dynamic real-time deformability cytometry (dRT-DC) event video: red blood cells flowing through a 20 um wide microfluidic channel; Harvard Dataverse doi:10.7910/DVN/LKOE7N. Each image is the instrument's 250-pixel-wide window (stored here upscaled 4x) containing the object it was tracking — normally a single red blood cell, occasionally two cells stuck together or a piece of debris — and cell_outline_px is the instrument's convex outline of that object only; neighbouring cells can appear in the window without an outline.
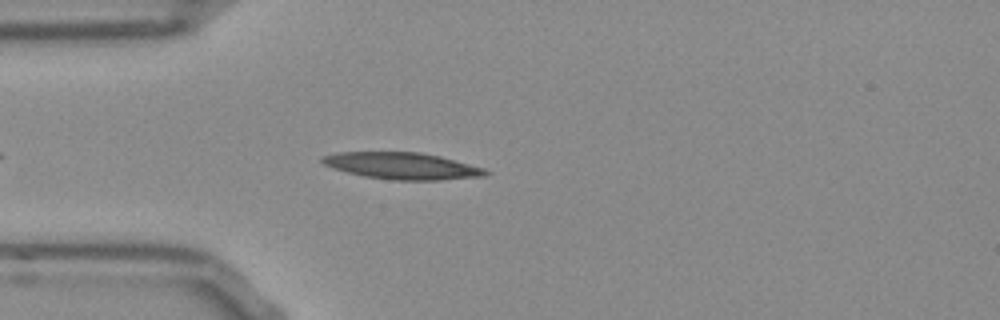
{"species": "Egyptian fruit bat (a non-hibernating species)", "species_latin": "Rousettus aegyptiacus", "temperature_condition": "room temperature", "stored_images_in_passage": 41, "camera_frame_rate_fps": 3000, "um_per_image_px": 0.085, "frame": {"image": 1, "passage_image": 6, "time_ms": 1.667, "image_size_px": [1000, 320], "cell_outline_px": [[492, 172], [484, 176], [440, 180], [392, 180], [364, 176], [332, 168], [324, 164], [320, 160], [320, 156], [336, 152], [420, 152], [440, 156], [484, 168]], "centroid_in_image_um": [34.17, 14.09], "position_along_channel_um": 50.8, "area_um2": 25.49}}
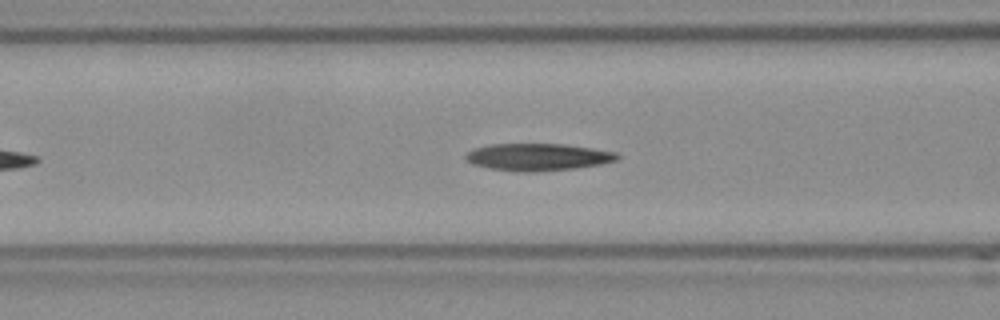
{"frame": {"image": 2, "passage_image": 12, "time_ms": 3.667, "image_size_px": [1000, 320], "cell_outline_px": [[620, 156], [616, 160], [600, 164], [576, 168], [532, 172], [516, 172], [488, 168], [472, 164], [464, 156], [468, 152], [476, 148], [488, 144], [564, 144], [592, 148], [616, 152]], "centroid_in_image_um": [45.7, 13.35], "position_along_channel_um": 120.9, "area_um2": 23.99}}
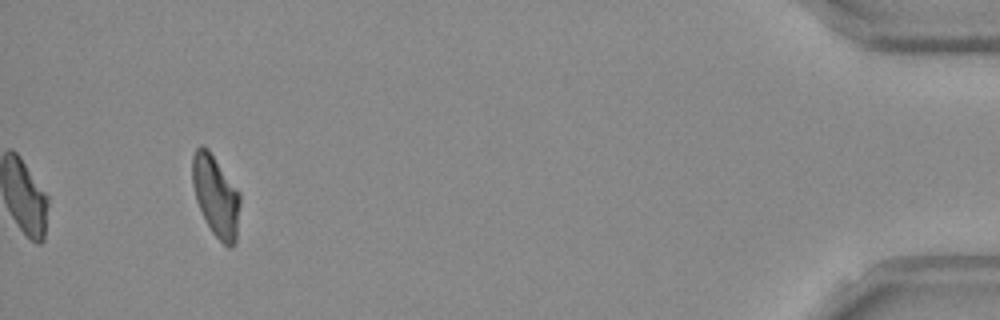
{"frame": {"image": 3, "passage_image": 41, "time_ms": 13.333, "image_size_px": [1000, 320], "cell_outline_px": [[240, 204], [236, 240], [232, 248], [228, 248], [212, 232], [196, 200], [192, 184], [192, 156], [196, 148], [200, 144], [204, 144], [208, 148], [240, 192]], "centroid_in_image_um": [18.35, 16.62], "position_along_channel_um": 416.9, "area_um2": 22.6}, "authors_computed_cell_mechanics": {"area_um2": 23.409, "velocity_mm_per_s": 3.8566, "shape_relaxation_time_tau1_ms": 6.3121, "shape_relaxation_time_tau2_ms": 4.5689, "deformation_change_tau1": 0.2066, "deformation_change_tau2": 0.1368}}